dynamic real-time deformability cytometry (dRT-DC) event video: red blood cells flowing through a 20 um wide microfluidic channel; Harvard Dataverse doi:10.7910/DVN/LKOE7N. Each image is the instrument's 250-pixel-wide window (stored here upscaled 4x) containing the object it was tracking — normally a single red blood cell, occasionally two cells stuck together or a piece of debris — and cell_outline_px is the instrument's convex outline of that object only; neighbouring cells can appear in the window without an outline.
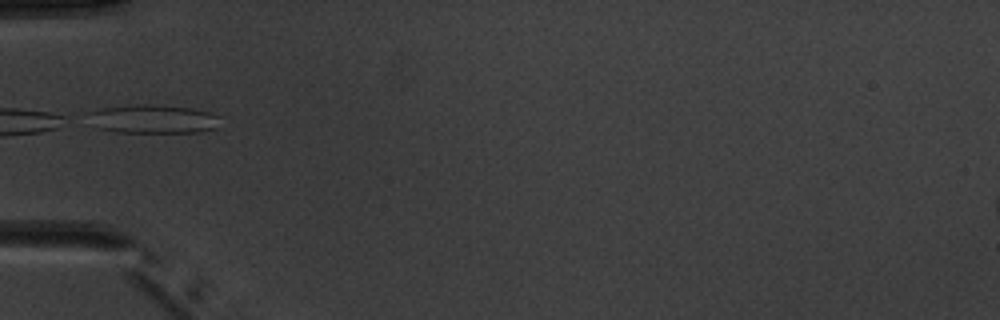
{"species": "common noctule bat (a hibernating species)", "species_latin": "Nyctalus noctula", "temperature_condition": "warm", "stored_images_in_passage": 6, "camera_frame_rate_fps": 3000, "um_per_image_px": 0.085, "animal": {"sex": "male", "body_mass_g": 20.1, "forearm_length_mm": 53.5}, "frame": {"image": 1, "passage_image": 4, "time_ms": 5.0, "image_size_px": [1000, 320], "cell_outline_px": [[220, 116], [216, 128], [200, 132], [112, 132], [96, 128], [88, 112], [100, 108], [144, 104], [156, 104], [192, 108], [212, 112]], "centroid_in_image_um": [13.05, 10.11], "position_along_channel_um": 72.0, "area_um2": 22.14}}
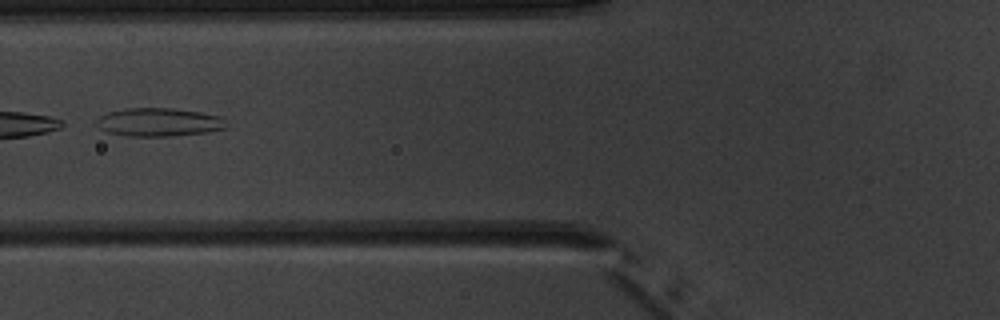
{"frame": {"image": 2, "passage_image": 5, "time_ms": 6.0, "image_size_px": [1000, 320], "cell_outline_px": [[224, 128], [208, 132], [172, 136], [128, 136], [108, 132], [100, 128], [96, 124], [96, 120], [100, 116], [108, 112], [128, 108], [172, 108], [200, 112], [220, 116], [224, 120]], "centroid_in_image_um": [13.47, 10.38], "position_along_channel_um": 112.3, "area_um2": 21.27}}